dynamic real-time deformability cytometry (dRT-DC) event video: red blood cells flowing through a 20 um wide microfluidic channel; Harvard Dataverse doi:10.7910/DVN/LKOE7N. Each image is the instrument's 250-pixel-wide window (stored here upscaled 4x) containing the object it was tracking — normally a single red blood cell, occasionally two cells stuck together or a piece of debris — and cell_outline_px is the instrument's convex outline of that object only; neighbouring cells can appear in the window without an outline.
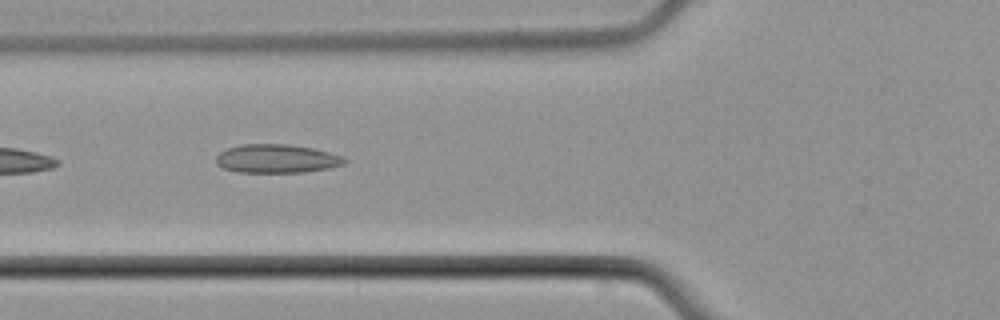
{"species": "common noctule bat (a hibernating species)", "species_latin": "Nyctalus noctula", "temperature_condition": "cold", "stored_images_in_passage": 8, "camera_frame_rate_fps": 3000, "um_per_image_px": 0.085, "animal": {"sex": "male", "body_mass_g": 21.5, "forearm_length_mm": 52.0}, "frame": {"image": 1, "passage_image": 5, "time_ms": 5.0, "image_size_px": [1000, 320], "cell_outline_px": [[348, 160], [344, 164], [328, 168], [304, 172], [240, 172], [224, 168], [216, 164], [216, 156], [220, 152], [228, 148], [240, 144], [288, 144], [312, 148], [344, 156]], "centroid_in_image_um": [23.52, 13.48], "position_along_channel_um": 102.3, "area_um2": 21.39}}
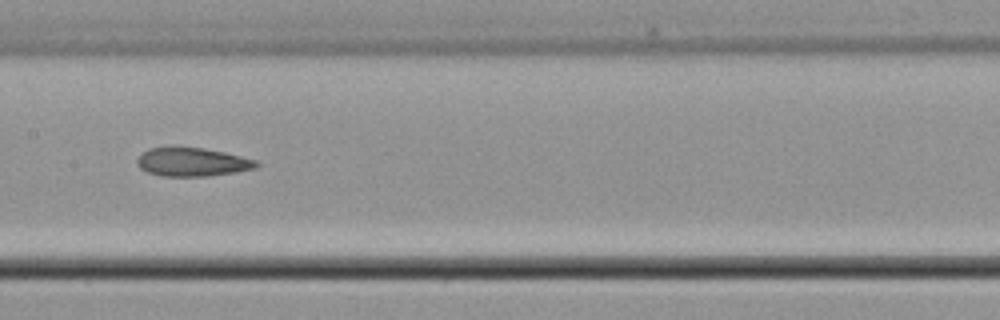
{"frame": {"image": 2, "passage_image": 7, "time_ms": 7.333, "image_size_px": [1000, 320], "cell_outline_px": [[260, 164], [256, 168], [236, 172], [204, 176], [164, 176], [148, 172], [140, 168], [136, 160], [148, 148], [172, 144], [204, 148], [224, 152], [256, 160]], "centroid_in_image_um": [16.31, 13.73], "position_along_channel_um": 191.1, "area_um2": 20.29}}
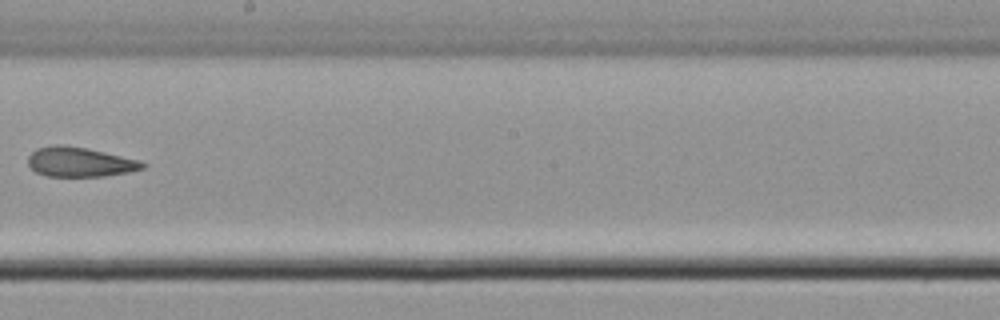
{"frame": {"image": 3, "passage_image": 8, "time_ms": 8.667, "image_size_px": [1000, 320], "cell_outline_px": [[148, 164], [144, 168], [128, 172], [104, 176], [48, 176], [36, 172], [28, 164], [28, 156], [36, 148], [52, 144], [64, 144], [88, 148], [140, 160]], "centroid_in_image_um": [6.78, 13.75], "position_along_channel_um": 241.4, "area_um2": 19.94}}